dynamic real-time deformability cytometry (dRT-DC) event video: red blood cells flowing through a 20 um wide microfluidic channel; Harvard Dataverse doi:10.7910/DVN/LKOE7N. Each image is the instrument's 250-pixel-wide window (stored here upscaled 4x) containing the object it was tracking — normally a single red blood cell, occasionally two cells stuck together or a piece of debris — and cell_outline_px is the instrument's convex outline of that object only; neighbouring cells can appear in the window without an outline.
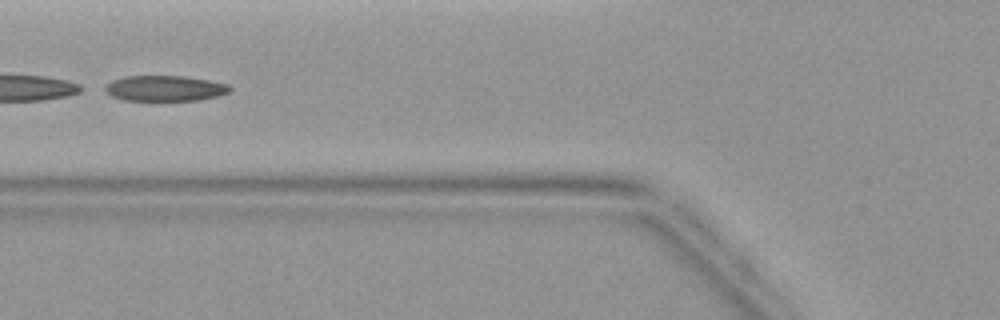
{"species": "common noctule bat (a hibernating species)", "species_latin": "Nyctalus noctula", "temperature_condition": "warm", "stored_images_in_passage": 5, "camera_frame_rate_fps": 3000, "um_per_image_px": 0.085, "animal": {"sex": "female", "body_mass_g": 19.9}, "frame": {"image": 1, "passage_image": 5, "time_ms": 5.0, "image_size_px": [1000, 320], "cell_outline_px": [[232, 88], [228, 92], [216, 96], [200, 100], [124, 100], [112, 96], [104, 92], [100, 88], [112, 80], [124, 76], [184, 76], [208, 80], [228, 84]], "centroid_in_image_um": [13.94, 7.5], "position_along_channel_um": 111.9, "area_um2": 18.67}}